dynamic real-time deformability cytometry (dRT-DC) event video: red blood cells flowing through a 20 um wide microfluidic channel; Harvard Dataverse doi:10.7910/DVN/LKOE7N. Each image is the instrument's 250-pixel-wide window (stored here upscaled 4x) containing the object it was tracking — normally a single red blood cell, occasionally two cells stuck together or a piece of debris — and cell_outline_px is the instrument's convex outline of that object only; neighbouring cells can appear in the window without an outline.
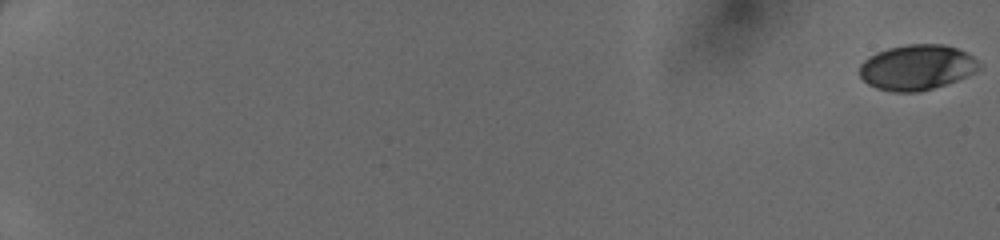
{"species": "human", "species_latin": "Homo sapiens", "temperature_condition": "cold", "stored_images_in_passage": 51, "camera_frame_rate_fps": 3000, "um_per_image_px": 0.085, "donor": {"sex": "female"}, "frame": {"image": 1, "passage_image": 1, "time_ms": 0.0, "image_size_px": [1000, 240], "cell_outline_px": [[980, 68], [956, 80], [920, 92], [892, 92], [876, 88], [868, 84], [860, 76], [860, 64], [868, 56], [876, 52], [888, 48], [908, 44], [944, 44], [956, 48], [972, 56], [980, 64]], "centroid_in_image_um": [77.88, 5.72], "position_along_channel_um": 7.1, "area_um2": 31.33}}
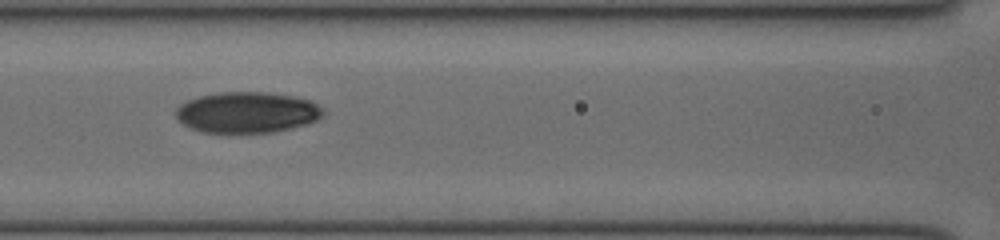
{"frame": {"image": 2, "passage_image": 27, "time_ms": 8.667, "image_size_px": [1000, 240], "cell_outline_px": [[324, 116], [316, 120], [292, 128], [272, 132], [236, 136], [200, 132], [184, 124], [176, 116], [176, 108], [180, 104], [188, 100], [200, 96], [220, 92], [268, 92], [292, 96], [308, 100], [324, 108]], "centroid_in_image_um": [20.98, 9.6], "position_along_channel_um": 145.6, "area_um2": 35.95}}
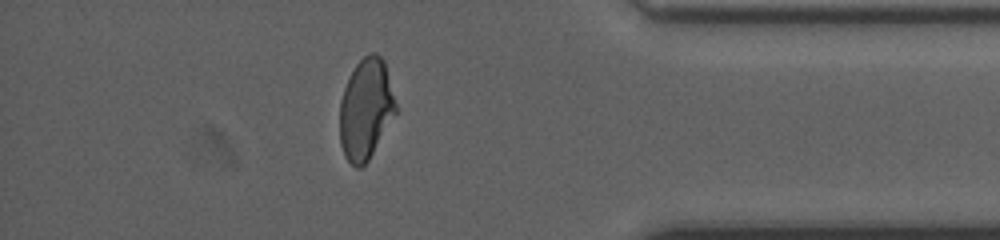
{"frame": {"image": 3, "passage_image": 46, "time_ms": 15.0, "image_size_px": [1000, 240], "cell_outline_px": [[396, 112], [368, 160], [360, 168], [356, 168], [344, 156], [340, 144], [340, 100], [344, 88], [356, 64], [368, 52], [376, 52], [384, 60], [396, 104]], "centroid_in_image_um": [31.08, 9.26], "position_along_channel_um": 404.1, "area_um2": 32.54}}